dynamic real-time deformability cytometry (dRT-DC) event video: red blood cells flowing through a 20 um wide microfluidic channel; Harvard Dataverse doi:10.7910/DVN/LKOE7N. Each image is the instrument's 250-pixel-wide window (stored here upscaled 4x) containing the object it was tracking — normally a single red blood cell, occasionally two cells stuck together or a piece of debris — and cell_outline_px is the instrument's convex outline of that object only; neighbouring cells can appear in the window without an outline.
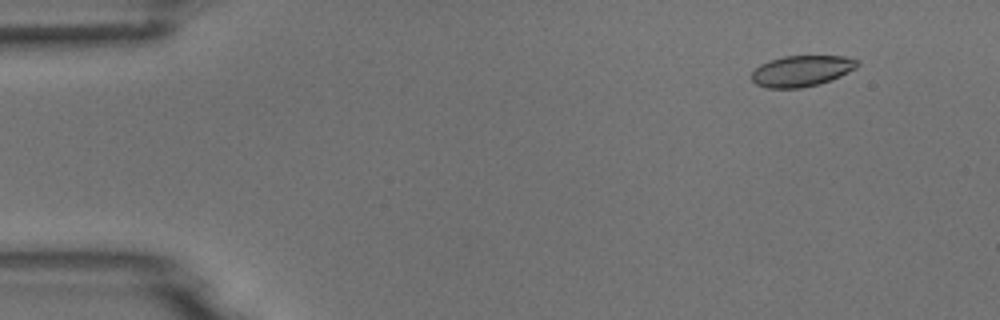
{"species": "common noctule bat (a hibernating species)", "species_latin": "Nyctalus noctula", "temperature_condition": "room temperature", "stored_images_in_passage": 4, "camera_frame_rate_fps": 3000, "um_per_image_px": 0.085, "animal": {"sex": "male", "body_mass_g": 18.8}, "frame": {"image": 1, "passage_image": 2, "time_ms": 1.0, "image_size_px": [1000, 320], "cell_outline_px": [[860, 64], [856, 68], [832, 80], [820, 84], [800, 88], [768, 88], [756, 84], [752, 80], [752, 72], [760, 64], [784, 56], [844, 56], [860, 60]], "centroid_in_image_um": [68.18, 6.03], "position_along_channel_um": 16.8, "area_um2": 19.13}}
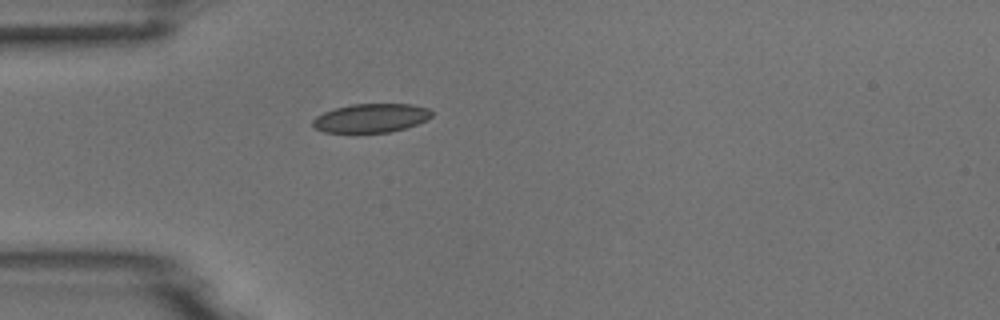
{"frame": {"image": 2, "passage_image": 4, "time_ms": 4.333, "image_size_px": [1000, 320], "cell_outline_px": [[432, 116], [428, 120], [404, 128], [388, 132], [324, 132], [316, 128], [312, 124], [312, 120], [316, 116], [324, 112], [336, 108], [352, 104], [412, 104], [428, 108], [432, 112]], "centroid_in_image_um": [31.55, 10.03], "position_along_channel_um": 53.4, "area_um2": 19.83}}